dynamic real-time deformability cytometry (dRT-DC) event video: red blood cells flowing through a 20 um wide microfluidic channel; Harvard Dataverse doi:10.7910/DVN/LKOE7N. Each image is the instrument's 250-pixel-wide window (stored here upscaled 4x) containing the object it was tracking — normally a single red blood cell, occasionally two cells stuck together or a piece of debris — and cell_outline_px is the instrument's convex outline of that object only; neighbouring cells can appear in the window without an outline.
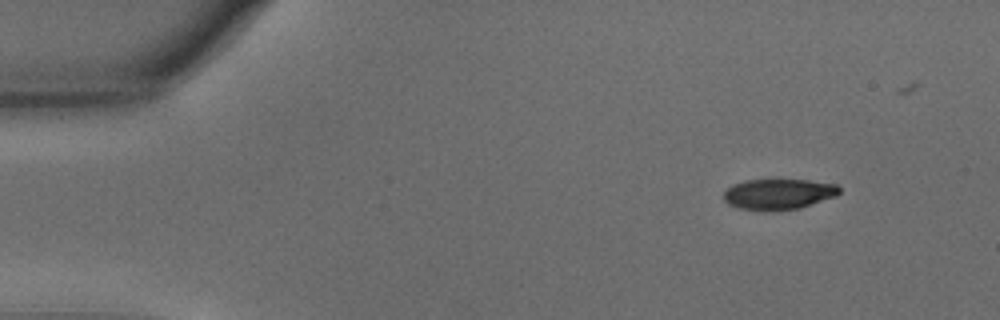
{"species": "common noctule bat (a hibernating species)", "species_latin": "Nyctalus noctula", "temperature_condition": "warm", "stored_images_in_passage": 44, "camera_frame_rate_fps": 3000, "um_per_image_px": 0.085, "animal": {"sex": "male", "body_mass_g": 15.6}, "frame": {"image": 1, "passage_image": 1, "time_ms": 0.0, "image_size_px": [1000, 320], "cell_outline_px": [[840, 192], [836, 196], [800, 208], [768, 212], [736, 208], [728, 204], [724, 200], [724, 192], [732, 184], [744, 180], [776, 176], [808, 180], [836, 184], [840, 188]], "centroid_in_image_um": [66.14, 16.46], "position_along_channel_um": 18.9, "area_um2": 21.85}}
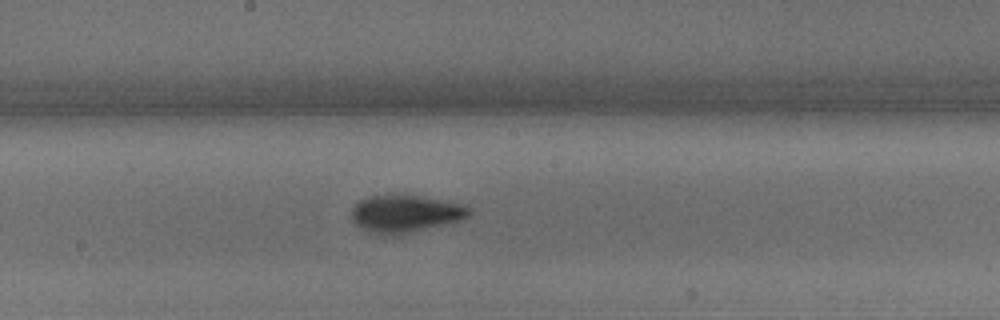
{"frame": {"image": 2, "passage_image": 25, "time_ms": 8.0, "image_size_px": [1000, 320], "cell_outline_px": [[472, 212], [468, 216], [460, 220], [400, 236], [376, 236], [360, 228], [352, 220], [352, 208], [360, 200], [368, 196], [420, 196], [444, 200], [464, 204], [472, 208]], "centroid_in_image_um": [34.45, 18.21], "position_along_channel_um": 213.7, "area_um2": 26.01}}
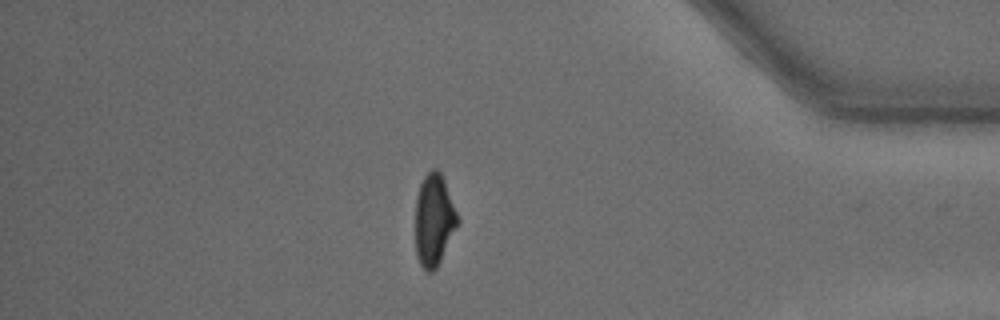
{"frame": {"image": 3, "passage_image": 43, "time_ms": 14.0, "image_size_px": [1000, 320], "cell_outline_px": [[460, 220], [436, 268], [432, 272], [428, 272], [420, 264], [416, 256], [416, 196], [420, 184], [424, 176], [432, 168], [436, 168], [440, 172], [444, 180]], "centroid_in_image_um": [36.88, 18.68], "position_along_channel_um": 398.3, "area_um2": 22.37}, "authors_computed_cell_mechanics": {"area_um2": 24.0737, "velocity_mm_per_s": 3.6198, "shape_relaxation_time_tau1_ms": 2.8963, "shape_relaxation_time_tau2_ms": 2.5511, "deformation_change_tau1": 0.165, "deformation_change_tau2": 0.0802}}